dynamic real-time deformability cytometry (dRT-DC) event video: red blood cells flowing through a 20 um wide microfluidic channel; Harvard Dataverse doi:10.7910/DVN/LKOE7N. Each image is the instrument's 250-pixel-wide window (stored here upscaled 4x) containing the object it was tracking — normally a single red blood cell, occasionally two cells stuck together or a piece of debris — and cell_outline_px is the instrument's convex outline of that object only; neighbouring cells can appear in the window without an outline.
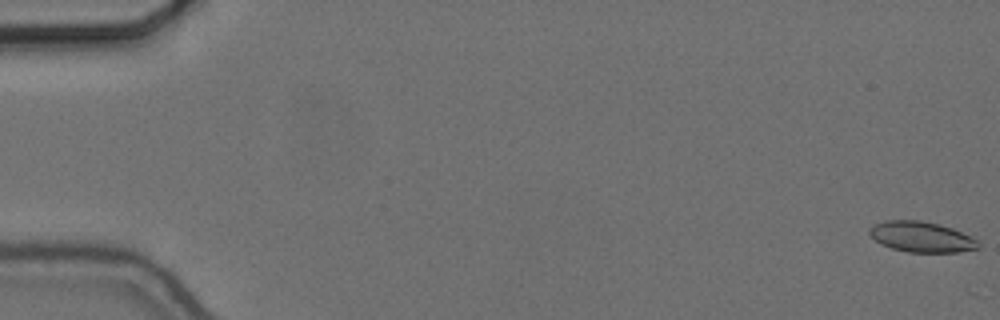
{"species": "common noctule bat (a hibernating species)", "species_latin": "Nyctalus noctula", "temperature_condition": "cold", "stored_images_in_passage": 6, "camera_frame_rate_fps": 3000, "um_per_image_px": 0.085, "animal": {"sex": "female", "body_mass_g": 24.6, "forearm_length_mm": 56.2}, "frame": {"image": 1, "passage_image": 1, "time_ms": 0.0, "image_size_px": [1000, 320], "cell_outline_px": [[980, 248], [960, 252], [908, 252], [892, 248], [880, 244], [868, 232], [868, 228], [872, 224], [888, 220], [920, 220], [952, 228], [976, 240], [980, 244]], "centroid_in_image_um": [78.29, 20.14], "position_along_channel_um": 6.7, "area_um2": 19.25}}